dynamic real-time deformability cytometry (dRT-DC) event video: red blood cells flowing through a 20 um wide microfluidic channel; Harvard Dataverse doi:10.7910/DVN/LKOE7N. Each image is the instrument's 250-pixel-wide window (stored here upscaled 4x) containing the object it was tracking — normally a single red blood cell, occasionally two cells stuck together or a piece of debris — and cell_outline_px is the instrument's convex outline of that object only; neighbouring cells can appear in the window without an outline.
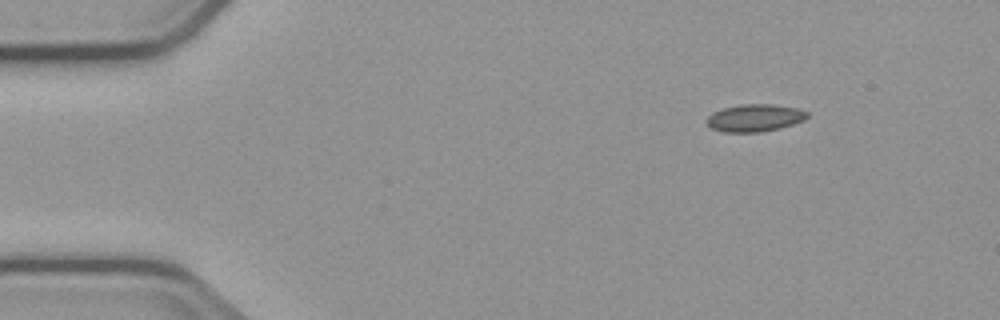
{"species": "common noctule bat (a hibernating species)", "species_latin": "Nyctalus noctula", "temperature_condition": "cold", "stored_images_in_passage": 4, "camera_frame_rate_fps": 3000, "um_per_image_px": 0.085, "animal": {"sex": "male", "body_mass_g": 23.1, "forearm_length_mm": 52.7}, "frame": {"image": 1, "passage_image": 1, "time_ms": 0.0, "image_size_px": [1000, 320], "cell_outline_px": [[808, 116], [804, 120], [780, 128], [760, 132], [724, 132], [712, 128], [704, 120], [712, 112], [724, 108], [740, 104], [772, 104], [796, 108], [808, 112]], "centroid_in_image_um": [64.13, 10.02], "position_along_channel_um": 20.9, "area_um2": 16.01}}
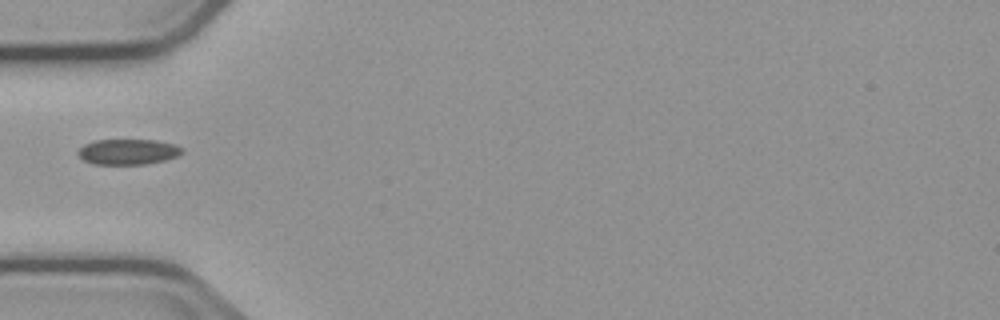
{"frame": {"image": 2, "passage_image": 4, "time_ms": 3.667, "image_size_px": [1000, 320], "cell_outline_px": [[184, 152], [176, 156], [164, 160], [148, 164], [92, 164], [84, 160], [76, 152], [84, 144], [92, 140], [156, 140], [176, 144], [184, 148]], "centroid_in_image_um": [10.89, 12.89], "position_along_channel_um": 74.1, "area_um2": 15.61}}